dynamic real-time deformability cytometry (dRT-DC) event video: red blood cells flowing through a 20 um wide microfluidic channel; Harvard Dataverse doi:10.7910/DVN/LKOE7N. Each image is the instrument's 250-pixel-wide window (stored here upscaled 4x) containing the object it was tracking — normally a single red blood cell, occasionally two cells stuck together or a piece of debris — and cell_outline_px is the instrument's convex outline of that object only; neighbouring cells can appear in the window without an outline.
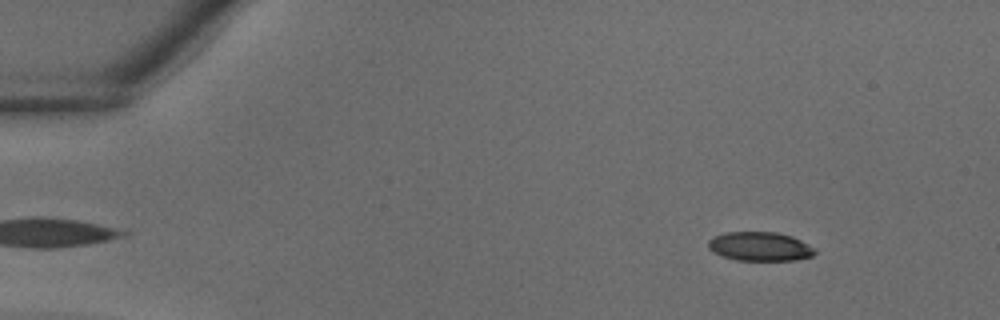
{"species": "common noctule bat (a hibernating species)", "species_latin": "Nyctalus noctula", "temperature_condition": "warm", "stored_images_in_passage": 35, "camera_frame_rate_fps": 3000, "um_per_image_px": 0.085, "animal": {"sex": "male", "body_mass_g": 18.8}, "frame": {"image": 1, "passage_image": 2, "time_ms": 0.333, "image_size_px": [1000, 320], "cell_outline_px": [[816, 252], [812, 256], [796, 260], [736, 260], [712, 252], [708, 248], [708, 240], [712, 236], [724, 232], [776, 232], [792, 236], [816, 248]], "centroid_in_image_um": [64.58, 20.94], "position_along_channel_um": 20.4, "area_um2": 18.15}}
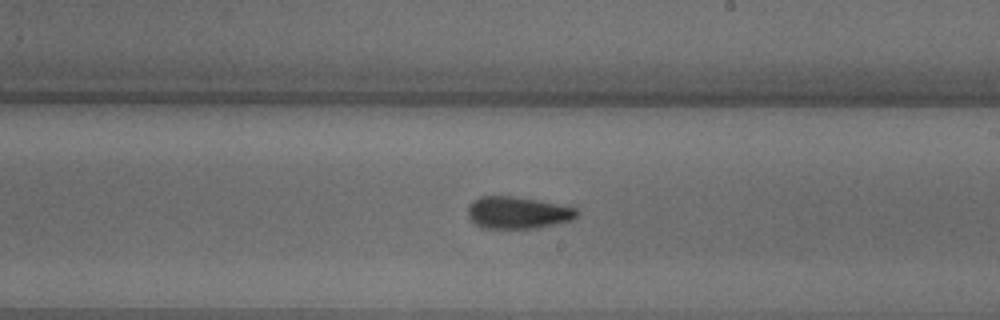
{"frame": {"image": 2, "passage_image": 20, "time_ms": 6.333, "image_size_px": [1000, 320], "cell_outline_px": [[580, 212], [572, 220], [536, 228], [484, 228], [476, 224], [468, 216], [468, 208], [480, 196], [512, 196], [536, 200], [576, 208]], "centroid_in_image_um": [44.02, 18.08], "position_along_channel_um": 245.0, "area_um2": 20.0}}
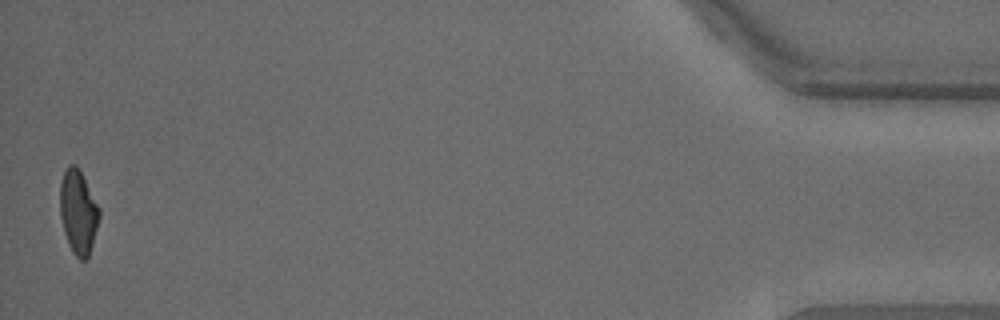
{"frame": {"image": 3, "passage_image": 35, "time_ms": 11.333, "image_size_px": [1000, 320], "cell_outline_px": [[100, 216], [92, 244], [88, 256], [84, 260], [80, 260], [72, 252], [68, 244], [64, 232], [60, 216], [60, 184], [64, 172], [68, 164], [76, 164], [100, 208]], "centroid_in_image_um": [6.64, 18.02], "position_along_channel_um": 428.6, "area_um2": 19.07}}